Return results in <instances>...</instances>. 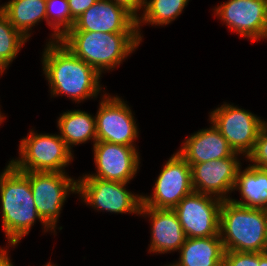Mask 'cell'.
<instances>
[{
  "mask_svg": "<svg viewBox=\"0 0 267 266\" xmlns=\"http://www.w3.org/2000/svg\"><path fill=\"white\" fill-rule=\"evenodd\" d=\"M225 266H260L259 252L225 251Z\"/></svg>",
  "mask_w": 267,
  "mask_h": 266,
  "instance_id": "cell-26",
  "label": "cell"
},
{
  "mask_svg": "<svg viewBox=\"0 0 267 266\" xmlns=\"http://www.w3.org/2000/svg\"><path fill=\"white\" fill-rule=\"evenodd\" d=\"M213 10L240 37L252 42L267 38V0H228Z\"/></svg>",
  "mask_w": 267,
  "mask_h": 266,
  "instance_id": "cell-12",
  "label": "cell"
},
{
  "mask_svg": "<svg viewBox=\"0 0 267 266\" xmlns=\"http://www.w3.org/2000/svg\"><path fill=\"white\" fill-rule=\"evenodd\" d=\"M12 165V160L9 161L8 165L6 166V168L3 170L2 173H0V179L1 177L4 175V172Z\"/></svg>",
  "mask_w": 267,
  "mask_h": 266,
  "instance_id": "cell-31",
  "label": "cell"
},
{
  "mask_svg": "<svg viewBox=\"0 0 267 266\" xmlns=\"http://www.w3.org/2000/svg\"><path fill=\"white\" fill-rule=\"evenodd\" d=\"M0 9L13 27L27 39L31 36L32 27L46 20V0H9Z\"/></svg>",
  "mask_w": 267,
  "mask_h": 266,
  "instance_id": "cell-21",
  "label": "cell"
},
{
  "mask_svg": "<svg viewBox=\"0 0 267 266\" xmlns=\"http://www.w3.org/2000/svg\"><path fill=\"white\" fill-rule=\"evenodd\" d=\"M136 148L104 141L96 142L93 153L97 173L84 174L80 178H100L129 184L140 165V155Z\"/></svg>",
  "mask_w": 267,
  "mask_h": 266,
  "instance_id": "cell-13",
  "label": "cell"
},
{
  "mask_svg": "<svg viewBox=\"0 0 267 266\" xmlns=\"http://www.w3.org/2000/svg\"><path fill=\"white\" fill-rule=\"evenodd\" d=\"M43 222L55 233L62 207L70 193H77V180L66 172H24Z\"/></svg>",
  "mask_w": 267,
  "mask_h": 266,
  "instance_id": "cell-6",
  "label": "cell"
},
{
  "mask_svg": "<svg viewBox=\"0 0 267 266\" xmlns=\"http://www.w3.org/2000/svg\"><path fill=\"white\" fill-rule=\"evenodd\" d=\"M150 217L151 242L149 253H171L179 251L185 243L186 235L173 209H157L141 205L140 214Z\"/></svg>",
  "mask_w": 267,
  "mask_h": 266,
  "instance_id": "cell-16",
  "label": "cell"
},
{
  "mask_svg": "<svg viewBox=\"0 0 267 266\" xmlns=\"http://www.w3.org/2000/svg\"><path fill=\"white\" fill-rule=\"evenodd\" d=\"M239 153L231 157L191 165L192 187L195 192L221 200L230 199L241 166ZM229 197H228V196Z\"/></svg>",
  "mask_w": 267,
  "mask_h": 266,
  "instance_id": "cell-14",
  "label": "cell"
},
{
  "mask_svg": "<svg viewBox=\"0 0 267 266\" xmlns=\"http://www.w3.org/2000/svg\"><path fill=\"white\" fill-rule=\"evenodd\" d=\"M265 252H267V228H266V239H265Z\"/></svg>",
  "mask_w": 267,
  "mask_h": 266,
  "instance_id": "cell-34",
  "label": "cell"
},
{
  "mask_svg": "<svg viewBox=\"0 0 267 266\" xmlns=\"http://www.w3.org/2000/svg\"><path fill=\"white\" fill-rule=\"evenodd\" d=\"M2 227L10 247L29 234L36 220L44 232L52 230L43 222L35 206L29 178L11 165L0 179Z\"/></svg>",
  "mask_w": 267,
  "mask_h": 266,
  "instance_id": "cell-3",
  "label": "cell"
},
{
  "mask_svg": "<svg viewBox=\"0 0 267 266\" xmlns=\"http://www.w3.org/2000/svg\"><path fill=\"white\" fill-rule=\"evenodd\" d=\"M4 71H6V68L0 65V75H2Z\"/></svg>",
  "mask_w": 267,
  "mask_h": 266,
  "instance_id": "cell-32",
  "label": "cell"
},
{
  "mask_svg": "<svg viewBox=\"0 0 267 266\" xmlns=\"http://www.w3.org/2000/svg\"><path fill=\"white\" fill-rule=\"evenodd\" d=\"M27 40L13 27L6 14L0 9V65L7 69Z\"/></svg>",
  "mask_w": 267,
  "mask_h": 266,
  "instance_id": "cell-23",
  "label": "cell"
},
{
  "mask_svg": "<svg viewBox=\"0 0 267 266\" xmlns=\"http://www.w3.org/2000/svg\"><path fill=\"white\" fill-rule=\"evenodd\" d=\"M46 23L53 29L48 42L59 41L75 23L71 17L68 0H46Z\"/></svg>",
  "mask_w": 267,
  "mask_h": 266,
  "instance_id": "cell-24",
  "label": "cell"
},
{
  "mask_svg": "<svg viewBox=\"0 0 267 266\" xmlns=\"http://www.w3.org/2000/svg\"><path fill=\"white\" fill-rule=\"evenodd\" d=\"M126 185L127 183L100 178H80L77 180V194L84 203L97 211L139 215L142 195L128 191Z\"/></svg>",
  "mask_w": 267,
  "mask_h": 266,
  "instance_id": "cell-8",
  "label": "cell"
},
{
  "mask_svg": "<svg viewBox=\"0 0 267 266\" xmlns=\"http://www.w3.org/2000/svg\"><path fill=\"white\" fill-rule=\"evenodd\" d=\"M59 41L100 75L119 66L141 42L138 32L95 31H67Z\"/></svg>",
  "mask_w": 267,
  "mask_h": 266,
  "instance_id": "cell-2",
  "label": "cell"
},
{
  "mask_svg": "<svg viewBox=\"0 0 267 266\" xmlns=\"http://www.w3.org/2000/svg\"><path fill=\"white\" fill-rule=\"evenodd\" d=\"M266 228L267 210L223 201L219 235L225 251L265 252Z\"/></svg>",
  "mask_w": 267,
  "mask_h": 266,
  "instance_id": "cell-4",
  "label": "cell"
},
{
  "mask_svg": "<svg viewBox=\"0 0 267 266\" xmlns=\"http://www.w3.org/2000/svg\"><path fill=\"white\" fill-rule=\"evenodd\" d=\"M163 166L150 196L142 194V205L157 209H174L194 190L191 166L177 152Z\"/></svg>",
  "mask_w": 267,
  "mask_h": 266,
  "instance_id": "cell-9",
  "label": "cell"
},
{
  "mask_svg": "<svg viewBox=\"0 0 267 266\" xmlns=\"http://www.w3.org/2000/svg\"><path fill=\"white\" fill-rule=\"evenodd\" d=\"M176 266H218L224 261V247L220 236L186 238L180 247Z\"/></svg>",
  "mask_w": 267,
  "mask_h": 266,
  "instance_id": "cell-18",
  "label": "cell"
},
{
  "mask_svg": "<svg viewBox=\"0 0 267 266\" xmlns=\"http://www.w3.org/2000/svg\"><path fill=\"white\" fill-rule=\"evenodd\" d=\"M246 159L250 161L253 167L267 169V123L264 122L253 150L247 155Z\"/></svg>",
  "mask_w": 267,
  "mask_h": 266,
  "instance_id": "cell-25",
  "label": "cell"
},
{
  "mask_svg": "<svg viewBox=\"0 0 267 266\" xmlns=\"http://www.w3.org/2000/svg\"><path fill=\"white\" fill-rule=\"evenodd\" d=\"M68 31L138 32L137 19L112 0H97Z\"/></svg>",
  "mask_w": 267,
  "mask_h": 266,
  "instance_id": "cell-15",
  "label": "cell"
},
{
  "mask_svg": "<svg viewBox=\"0 0 267 266\" xmlns=\"http://www.w3.org/2000/svg\"><path fill=\"white\" fill-rule=\"evenodd\" d=\"M4 118H5V116H3V114L0 111V124L3 122Z\"/></svg>",
  "mask_w": 267,
  "mask_h": 266,
  "instance_id": "cell-33",
  "label": "cell"
},
{
  "mask_svg": "<svg viewBox=\"0 0 267 266\" xmlns=\"http://www.w3.org/2000/svg\"><path fill=\"white\" fill-rule=\"evenodd\" d=\"M42 67L51 97L67 95L77 103L101 93L102 77L93 67L75 56L60 41L47 42Z\"/></svg>",
  "mask_w": 267,
  "mask_h": 266,
  "instance_id": "cell-1",
  "label": "cell"
},
{
  "mask_svg": "<svg viewBox=\"0 0 267 266\" xmlns=\"http://www.w3.org/2000/svg\"><path fill=\"white\" fill-rule=\"evenodd\" d=\"M97 0H68L71 17L77 20L87 9L94 5Z\"/></svg>",
  "mask_w": 267,
  "mask_h": 266,
  "instance_id": "cell-27",
  "label": "cell"
},
{
  "mask_svg": "<svg viewBox=\"0 0 267 266\" xmlns=\"http://www.w3.org/2000/svg\"><path fill=\"white\" fill-rule=\"evenodd\" d=\"M0 266H14L6 249L0 247Z\"/></svg>",
  "mask_w": 267,
  "mask_h": 266,
  "instance_id": "cell-29",
  "label": "cell"
},
{
  "mask_svg": "<svg viewBox=\"0 0 267 266\" xmlns=\"http://www.w3.org/2000/svg\"><path fill=\"white\" fill-rule=\"evenodd\" d=\"M106 94L95 116L97 142L135 147L139 131L130 107L117 95Z\"/></svg>",
  "mask_w": 267,
  "mask_h": 266,
  "instance_id": "cell-10",
  "label": "cell"
},
{
  "mask_svg": "<svg viewBox=\"0 0 267 266\" xmlns=\"http://www.w3.org/2000/svg\"><path fill=\"white\" fill-rule=\"evenodd\" d=\"M190 0H146L143 13L137 18V31L140 40L141 24L163 26L174 21L184 10Z\"/></svg>",
  "mask_w": 267,
  "mask_h": 266,
  "instance_id": "cell-22",
  "label": "cell"
},
{
  "mask_svg": "<svg viewBox=\"0 0 267 266\" xmlns=\"http://www.w3.org/2000/svg\"><path fill=\"white\" fill-rule=\"evenodd\" d=\"M166 266V265H165ZM167 266H176L174 263L173 264H169V265H167Z\"/></svg>",
  "mask_w": 267,
  "mask_h": 266,
  "instance_id": "cell-37",
  "label": "cell"
},
{
  "mask_svg": "<svg viewBox=\"0 0 267 266\" xmlns=\"http://www.w3.org/2000/svg\"><path fill=\"white\" fill-rule=\"evenodd\" d=\"M44 266H56V264H52L50 261L46 264V265H44ZM58 266V265H57Z\"/></svg>",
  "mask_w": 267,
  "mask_h": 266,
  "instance_id": "cell-35",
  "label": "cell"
},
{
  "mask_svg": "<svg viewBox=\"0 0 267 266\" xmlns=\"http://www.w3.org/2000/svg\"><path fill=\"white\" fill-rule=\"evenodd\" d=\"M218 266H225V263L224 262H222L221 264H219Z\"/></svg>",
  "mask_w": 267,
  "mask_h": 266,
  "instance_id": "cell-36",
  "label": "cell"
},
{
  "mask_svg": "<svg viewBox=\"0 0 267 266\" xmlns=\"http://www.w3.org/2000/svg\"><path fill=\"white\" fill-rule=\"evenodd\" d=\"M260 266H267V252L260 253Z\"/></svg>",
  "mask_w": 267,
  "mask_h": 266,
  "instance_id": "cell-30",
  "label": "cell"
},
{
  "mask_svg": "<svg viewBox=\"0 0 267 266\" xmlns=\"http://www.w3.org/2000/svg\"><path fill=\"white\" fill-rule=\"evenodd\" d=\"M18 158L12 159V165L22 172H66L64 167L74 156L59 134H38L32 129L20 141Z\"/></svg>",
  "mask_w": 267,
  "mask_h": 266,
  "instance_id": "cell-5",
  "label": "cell"
},
{
  "mask_svg": "<svg viewBox=\"0 0 267 266\" xmlns=\"http://www.w3.org/2000/svg\"><path fill=\"white\" fill-rule=\"evenodd\" d=\"M240 166L237 172L234 190H239L241 198L233 203L249 208L267 210V169H260L249 165L244 170Z\"/></svg>",
  "mask_w": 267,
  "mask_h": 266,
  "instance_id": "cell-19",
  "label": "cell"
},
{
  "mask_svg": "<svg viewBox=\"0 0 267 266\" xmlns=\"http://www.w3.org/2000/svg\"><path fill=\"white\" fill-rule=\"evenodd\" d=\"M207 129L189 135L177 152L191 166L212 160L231 157L235 152L219 130L211 123Z\"/></svg>",
  "mask_w": 267,
  "mask_h": 266,
  "instance_id": "cell-17",
  "label": "cell"
},
{
  "mask_svg": "<svg viewBox=\"0 0 267 266\" xmlns=\"http://www.w3.org/2000/svg\"><path fill=\"white\" fill-rule=\"evenodd\" d=\"M115 4L122 6L130 12L136 19L139 17L138 11L144 9L146 0H112Z\"/></svg>",
  "mask_w": 267,
  "mask_h": 266,
  "instance_id": "cell-28",
  "label": "cell"
},
{
  "mask_svg": "<svg viewBox=\"0 0 267 266\" xmlns=\"http://www.w3.org/2000/svg\"><path fill=\"white\" fill-rule=\"evenodd\" d=\"M223 200L193 191L173 209L186 238H202L219 235L220 208Z\"/></svg>",
  "mask_w": 267,
  "mask_h": 266,
  "instance_id": "cell-11",
  "label": "cell"
},
{
  "mask_svg": "<svg viewBox=\"0 0 267 266\" xmlns=\"http://www.w3.org/2000/svg\"><path fill=\"white\" fill-rule=\"evenodd\" d=\"M59 135L71 150L73 146L92 140L97 142L95 116L81 110H68L61 113L57 121Z\"/></svg>",
  "mask_w": 267,
  "mask_h": 266,
  "instance_id": "cell-20",
  "label": "cell"
},
{
  "mask_svg": "<svg viewBox=\"0 0 267 266\" xmlns=\"http://www.w3.org/2000/svg\"><path fill=\"white\" fill-rule=\"evenodd\" d=\"M209 117L210 123L219 130L234 152L244 157L253 150L265 122L257 115L225 102L214 109Z\"/></svg>",
  "mask_w": 267,
  "mask_h": 266,
  "instance_id": "cell-7",
  "label": "cell"
}]
</instances>
